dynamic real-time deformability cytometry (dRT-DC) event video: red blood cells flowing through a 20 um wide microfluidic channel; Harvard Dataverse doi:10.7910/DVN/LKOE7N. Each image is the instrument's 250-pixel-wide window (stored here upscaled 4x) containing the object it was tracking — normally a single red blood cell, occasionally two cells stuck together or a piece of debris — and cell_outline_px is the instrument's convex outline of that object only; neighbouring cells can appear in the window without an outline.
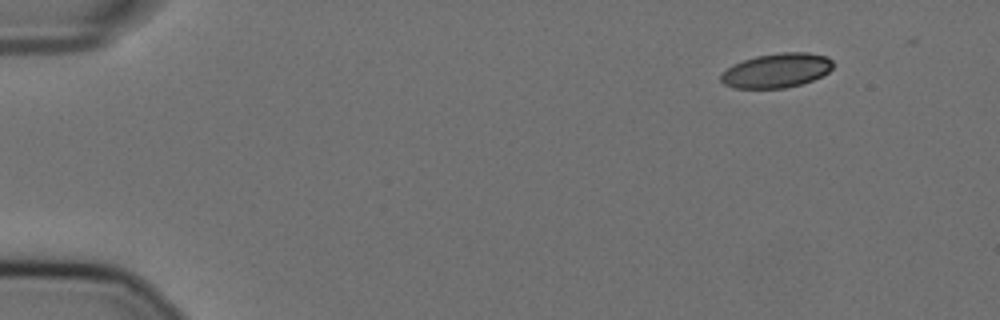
{"species": "Egyptian fruit bat (a non-hibernating species)", "species_latin": "Rousettus aegyptiacus", "temperature_condition": "cold", "stored_images_in_passage": 46, "camera_frame_rate_fps": 3000, "um_per_image_px": 0.085, "animal": {"sex": "female"}, "frame": {"image": 1, "passage_image": 1, "time_ms": 0.0, "image_size_px": [1000, 320], "cell_outline_px": [[832, 68], [828, 72], [812, 80], [800, 84], [784, 88], [732, 88], [724, 84], [720, 80], [720, 76], [732, 64], [756, 56], [780, 52], [808, 52], [828, 56], [832, 60]], "centroid_in_image_um": [66.01, 5.98], "position_along_channel_um": 19.0, "area_um2": 22.43}}
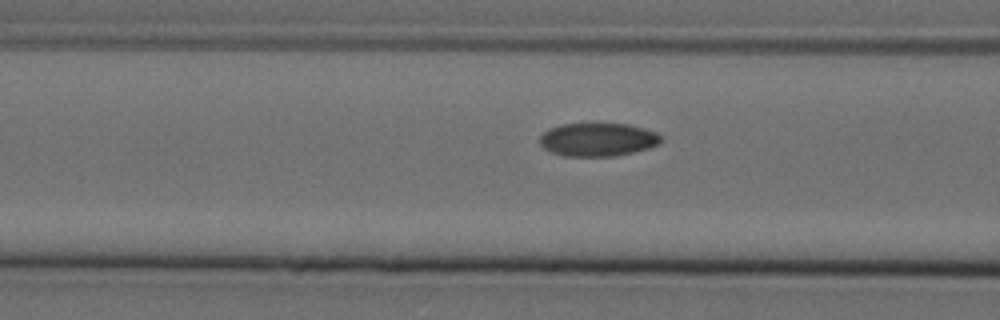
{"frame": {"image": 2, "passage_image": 18, "time_ms": 5.667, "image_size_px": [1000, 320], "cell_outline_px": [[660, 140], [656, 144], [648, 148], [616, 156], [564, 156], [552, 152], [544, 148], [540, 144], [540, 136], [548, 128], [560, 124], [628, 124], [644, 128], [656, 132], [660, 136]], "centroid_in_image_um": [50.77, 11.86], "position_along_channel_um": 115.8, "area_um2": 23.35}}
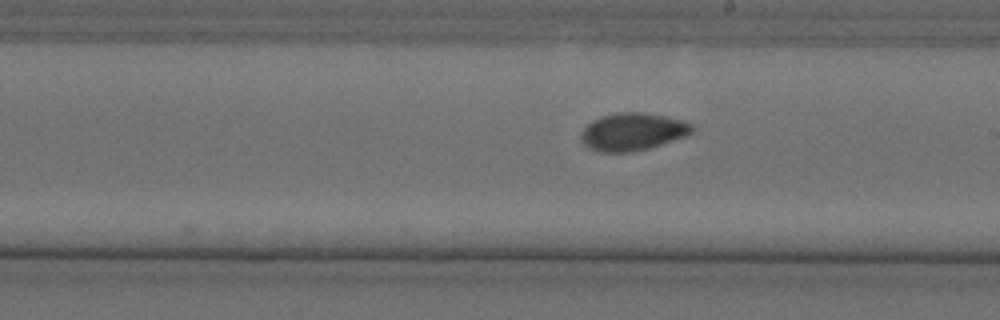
{"frame": {"image": 3, "passage_image": 28, "time_ms": 9.0, "image_size_px": [1000, 320], "cell_outline_px": [[692, 132], [684, 136], [648, 148], [632, 152], [600, 152], [588, 148], [580, 140], [580, 132], [592, 120], [600, 116], [616, 112], [644, 112], [664, 116], [680, 120], [692, 124]], "centroid_in_image_um": [53.7, 11.19], "position_along_channel_um": 235.3, "area_um2": 24.22}, "authors_computed_cell_mechanics": {"area_um2": 23.7269, "velocity_mm_per_s": 3.5911, "shape_relaxation_time_tau1_ms": 5.6009, "shape_relaxation_time_tau2_ms": 1.8795, "deformation_change_tau1": 0.124, "deformation_change_tau2": 0.0527}}